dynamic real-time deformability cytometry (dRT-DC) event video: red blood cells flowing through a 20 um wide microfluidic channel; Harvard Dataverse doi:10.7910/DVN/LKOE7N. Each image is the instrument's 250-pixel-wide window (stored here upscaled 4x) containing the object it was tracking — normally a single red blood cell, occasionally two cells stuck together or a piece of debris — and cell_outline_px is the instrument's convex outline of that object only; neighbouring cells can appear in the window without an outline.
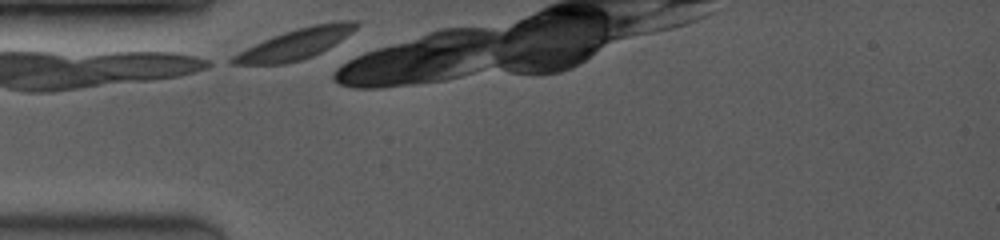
{"species": "common noctule bat (a hibernating species)", "species_latin": "Nyctalus noctula", "temperature_condition": "room temperature", "stored_images_in_passage": 8, "camera_frame_rate_fps": 3500, "um_per_image_px": 0.085, "animal": {"sex": "female", "body_mass_g": 19.0, "forearm_length_mm": 53.3}, "frame": {"image": 1, "passage_image": 1, "time_ms": 0.0, "image_size_px": [1000, 240], "cell_outline_px": [[360, 24], [356, 28], [340, 40], [328, 48], [312, 56], [300, 60], [284, 64], [228, 64], [224, 60], [272, 36], [296, 28], [312, 24], [340, 20], [356, 20]], "centroid_in_image_um": [25.09, 3.72], "position_along_channel_um": 59.9, "area_um2": 21.79}}